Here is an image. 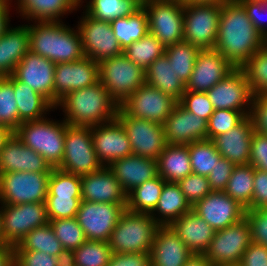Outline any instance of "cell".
<instances>
[{
    "mask_svg": "<svg viewBox=\"0 0 267 266\" xmlns=\"http://www.w3.org/2000/svg\"><path fill=\"white\" fill-rule=\"evenodd\" d=\"M178 103L184 109L207 121L214 112L206 92L185 91Z\"/></svg>",
    "mask_w": 267,
    "mask_h": 266,
    "instance_id": "cell-52",
    "label": "cell"
},
{
    "mask_svg": "<svg viewBox=\"0 0 267 266\" xmlns=\"http://www.w3.org/2000/svg\"><path fill=\"white\" fill-rule=\"evenodd\" d=\"M12 133L13 132L10 129L0 124V151L2 147L4 146V143L6 142V140L10 137Z\"/></svg>",
    "mask_w": 267,
    "mask_h": 266,
    "instance_id": "cell-65",
    "label": "cell"
},
{
    "mask_svg": "<svg viewBox=\"0 0 267 266\" xmlns=\"http://www.w3.org/2000/svg\"><path fill=\"white\" fill-rule=\"evenodd\" d=\"M55 63L30 50L17 64L13 76L44 96L54 106Z\"/></svg>",
    "mask_w": 267,
    "mask_h": 266,
    "instance_id": "cell-22",
    "label": "cell"
},
{
    "mask_svg": "<svg viewBox=\"0 0 267 266\" xmlns=\"http://www.w3.org/2000/svg\"><path fill=\"white\" fill-rule=\"evenodd\" d=\"M0 124L12 132L19 126L18 107L13 83L7 77L0 78Z\"/></svg>",
    "mask_w": 267,
    "mask_h": 266,
    "instance_id": "cell-48",
    "label": "cell"
},
{
    "mask_svg": "<svg viewBox=\"0 0 267 266\" xmlns=\"http://www.w3.org/2000/svg\"><path fill=\"white\" fill-rule=\"evenodd\" d=\"M200 49L189 42L181 41L166 46L165 55L173 66L176 76L186 84L192 74L195 60Z\"/></svg>",
    "mask_w": 267,
    "mask_h": 266,
    "instance_id": "cell-41",
    "label": "cell"
},
{
    "mask_svg": "<svg viewBox=\"0 0 267 266\" xmlns=\"http://www.w3.org/2000/svg\"><path fill=\"white\" fill-rule=\"evenodd\" d=\"M190 162L194 174L208 176L222 157L210 139L198 140L188 145Z\"/></svg>",
    "mask_w": 267,
    "mask_h": 266,
    "instance_id": "cell-44",
    "label": "cell"
},
{
    "mask_svg": "<svg viewBox=\"0 0 267 266\" xmlns=\"http://www.w3.org/2000/svg\"><path fill=\"white\" fill-rule=\"evenodd\" d=\"M192 210L177 183L165 182L155 210L150 214L159 226H170ZM156 212V213H155Z\"/></svg>",
    "mask_w": 267,
    "mask_h": 266,
    "instance_id": "cell-33",
    "label": "cell"
},
{
    "mask_svg": "<svg viewBox=\"0 0 267 266\" xmlns=\"http://www.w3.org/2000/svg\"><path fill=\"white\" fill-rule=\"evenodd\" d=\"M206 94L214 110L228 109L240 111L245 117L250 115L254 94L241 68H236Z\"/></svg>",
    "mask_w": 267,
    "mask_h": 266,
    "instance_id": "cell-17",
    "label": "cell"
},
{
    "mask_svg": "<svg viewBox=\"0 0 267 266\" xmlns=\"http://www.w3.org/2000/svg\"><path fill=\"white\" fill-rule=\"evenodd\" d=\"M84 7L85 13L92 18L111 22L133 15L142 5L136 0H89Z\"/></svg>",
    "mask_w": 267,
    "mask_h": 266,
    "instance_id": "cell-39",
    "label": "cell"
},
{
    "mask_svg": "<svg viewBox=\"0 0 267 266\" xmlns=\"http://www.w3.org/2000/svg\"><path fill=\"white\" fill-rule=\"evenodd\" d=\"M28 24L10 27L0 38V78L13 75L29 51Z\"/></svg>",
    "mask_w": 267,
    "mask_h": 266,
    "instance_id": "cell-30",
    "label": "cell"
},
{
    "mask_svg": "<svg viewBox=\"0 0 267 266\" xmlns=\"http://www.w3.org/2000/svg\"><path fill=\"white\" fill-rule=\"evenodd\" d=\"M47 196L81 197V176L53 168L48 181Z\"/></svg>",
    "mask_w": 267,
    "mask_h": 266,
    "instance_id": "cell-47",
    "label": "cell"
},
{
    "mask_svg": "<svg viewBox=\"0 0 267 266\" xmlns=\"http://www.w3.org/2000/svg\"><path fill=\"white\" fill-rule=\"evenodd\" d=\"M170 227L193 254H205L215 234V230L192 210Z\"/></svg>",
    "mask_w": 267,
    "mask_h": 266,
    "instance_id": "cell-29",
    "label": "cell"
},
{
    "mask_svg": "<svg viewBox=\"0 0 267 266\" xmlns=\"http://www.w3.org/2000/svg\"><path fill=\"white\" fill-rule=\"evenodd\" d=\"M99 75L101 84L118 106L146 83L145 70L123 53L102 60L99 63Z\"/></svg>",
    "mask_w": 267,
    "mask_h": 266,
    "instance_id": "cell-7",
    "label": "cell"
},
{
    "mask_svg": "<svg viewBox=\"0 0 267 266\" xmlns=\"http://www.w3.org/2000/svg\"><path fill=\"white\" fill-rule=\"evenodd\" d=\"M142 7L149 33L166 47L184 41V3L181 0H149Z\"/></svg>",
    "mask_w": 267,
    "mask_h": 266,
    "instance_id": "cell-9",
    "label": "cell"
},
{
    "mask_svg": "<svg viewBox=\"0 0 267 266\" xmlns=\"http://www.w3.org/2000/svg\"><path fill=\"white\" fill-rule=\"evenodd\" d=\"M116 119L123 125L134 155L157 160L167 145L164 125L126 116L120 109Z\"/></svg>",
    "mask_w": 267,
    "mask_h": 266,
    "instance_id": "cell-14",
    "label": "cell"
},
{
    "mask_svg": "<svg viewBox=\"0 0 267 266\" xmlns=\"http://www.w3.org/2000/svg\"><path fill=\"white\" fill-rule=\"evenodd\" d=\"M249 116L254 132L267 135V93L254 95Z\"/></svg>",
    "mask_w": 267,
    "mask_h": 266,
    "instance_id": "cell-57",
    "label": "cell"
},
{
    "mask_svg": "<svg viewBox=\"0 0 267 266\" xmlns=\"http://www.w3.org/2000/svg\"><path fill=\"white\" fill-rule=\"evenodd\" d=\"M221 266H240L239 264L221 265Z\"/></svg>",
    "mask_w": 267,
    "mask_h": 266,
    "instance_id": "cell-69",
    "label": "cell"
},
{
    "mask_svg": "<svg viewBox=\"0 0 267 266\" xmlns=\"http://www.w3.org/2000/svg\"><path fill=\"white\" fill-rule=\"evenodd\" d=\"M235 69L216 49L200 50L185 91L207 92Z\"/></svg>",
    "mask_w": 267,
    "mask_h": 266,
    "instance_id": "cell-20",
    "label": "cell"
},
{
    "mask_svg": "<svg viewBox=\"0 0 267 266\" xmlns=\"http://www.w3.org/2000/svg\"><path fill=\"white\" fill-rule=\"evenodd\" d=\"M136 1H138L141 5H144L149 0H136Z\"/></svg>",
    "mask_w": 267,
    "mask_h": 266,
    "instance_id": "cell-68",
    "label": "cell"
},
{
    "mask_svg": "<svg viewBox=\"0 0 267 266\" xmlns=\"http://www.w3.org/2000/svg\"><path fill=\"white\" fill-rule=\"evenodd\" d=\"M165 46L151 33L133 42L123 50V54L144 70L157 58L165 54Z\"/></svg>",
    "mask_w": 267,
    "mask_h": 266,
    "instance_id": "cell-43",
    "label": "cell"
},
{
    "mask_svg": "<svg viewBox=\"0 0 267 266\" xmlns=\"http://www.w3.org/2000/svg\"><path fill=\"white\" fill-rule=\"evenodd\" d=\"M77 27L85 57L100 63L104 59L121 55L123 50L114 36L110 22L99 21L82 12Z\"/></svg>",
    "mask_w": 267,
    "mask_h": 266,
    "instance_id": "cell-15",
    "label": "cell"
},
{
    "mask_svg": "<svg viewBox=\"0 0 267 266\" xmlns=\"http://www.w3.org/2000/svg\"><path fill=\"white\" fill-rule=\"evenodd\" d=\"M267 208V172L255 169L251 205L246 209Z\"/></svg>",
    "mask_w": 267,
    "mask_h": 266,
    "instance_id": "cell-59",
    "label": "cell"
},
{
    "mask_svg": "<svg viewBox=\"0 0 267 266\" xmlns=\"http://www.w3.org/2000/svg\"><path fill=\"white\" fill-rule=\"evenodd\" d=\"M255 168L250 164L235 165L224 192L247 209L252 202Z\"/></svg>",
    "mask_w": 267,
    "mask_h": 266,
    "instance_id": "cell-40",
    "label": "cell"
},
{
    "mask_svg": "<svg viewBox=\"0 0 267 266\" xmlns=\"http://www.w3.org/2000/svg\"><path fill=\"white\" fill-rule=\"evenodd\" d=\"M247 12L254 27L267 39V24L264 13H267V0H237Z\"/></svg>",
    "mask_w": 267,
    "mask_h": 266,
    "instance_id": "cell-55",
    "label": "cell"
},
{
    "mask_svg": "<svg viewBox=\"0 0 267 266\" xmlns=\"http://www.w3.org/2000/svg\"><path fill=\"white\" fill-rule=\"evenodd\" d=\"M254 95L267 93V43L241 67Z\"/></svg>",
    "mask_w": 267,
    "mask_h": 266,
    "instance_id": "cell-45",
    "label": "cell"
},
{
    "mask_svg": "<svg viewBox=\"0 0 267 266\" xmlns=\"http://www.w3.org/2000/svg\"><path fill=\"white\" fill-rule=\"evenodd\" d=\"M77 1L80 3V6L82 8V5H83L84 1L83 0H77Z\"/></svg>",
    "mask_w": 267,
    "mask_h": 266,
    "instance_id": "cell-70",
    "label": "cell"
},
{
    "mask_svg": "<svg viewBox=\"0 0 267 266\" xmlns=\"http://www.w3.org/2000/svg\"><path fill=\"white\" fill-rule=\"evenodd\" d=\"M254 125L250 116H246L230 131L212 139L218 153L234 165L249 164L251 139Z\"/></svg>",
    "mask_w": 267,
    "mask_h": 266,
    "instance_id": "cell-26",
    "label": "cell"
},
{
    "mask_svg": "<svg viewBox=\"0 0 267 266\" xmlns=\"http://www.w3.org/2000/svg\"><path fill=\"white\" fill-rule=\"evenodd\" d=\"M64 112L63 120L72 126H96L117 117L118 104L101 82L68 93L55 109Z\"/></svg>",
    "mask_w": 267,
    "mask_h": 266,
    "instance_id": "cell-3",
    "label": "cell"
},
{
    "mask_svg": "<svg viewBox=\"0 0 267 266\" xmlns=\"http://www.w3.org/2000/svg\"><path fill=\"white\" fill-rule=\"evenodd\" d=\"M158 227L150 214L126 209L115 225L108 245L112 253H150Z\"/></svg>",
    "mask_w": 267,
    "mask_h": 266,
    "instance_id": "cell-5",
    "label": "cell"
},
{
    "mask_svg": "<svg viewBox=\"0 0 267 266\" xmlns=\"http://www.w3.org/2000/svg\"><path fill=\"white\" fill-rule=\"evenodd\" d=\"M165 182L158 175L135 187L127 194L126 209L136 213L151 214L158 204Z\"/></svg>",
    "mask_w": 267,
    "mask_h": 266,
    "instance_id": "cell-38",
    "label": "cell"
},
{
    "mask_svg": "<svg viewBox=\"0 0 267 266\" xmlns=\"http://www.w3.org/2000/svg\"><path fill=\"white\" fill-rule=\"evenodd\" d=\"M112 251L105 241L86 240L68 255L73 266H107Z\"/></svg>",
    "mask_w": 267,
    "mask_h": 266,
    "instance_id": "cell-42",
    "label": "cell"
},
{
    "mask_svg": "<svg viewBox=\"0 0 267 266\" xmlns=\"http://www.w3.org/2000/svg\"><path fill=\"white\" fill-rule=\"evenodd\" d=\"M51 173H0L1 204L45 203Z\"/></svg>",
    "mask_w": 267,
    "mask_h": 266,
    "instance_id": "cell-11",
    "label": "cell"
},
{
    "mask_svg": "<svg viewBox=\"0 0 267 266\" xmlns=\"http://www.w3.org/2000/svg\"><path fill=\"white\" fill-rule=\"evenodd\" d=\"M177 103L178 101L172 96L145 83L129 95L119 109L126 116L164 125Z\"/></svg>",
    "mask_w": 267,
    "mask_h": 266,
    "instance_id": "cell-13",
    "label": "cell"
},
{
    "mask_svg": "<svg viewBox=\"0 0 267 266\" xmlns=\"http://www.w3.org/2000/svg\"><path fill=\"white\" fill-rule=\"evenodd\" d=\"M15 11L29 22L62 21L65 14L80 8L77 0H16Z\"/></svg>",
    "mask_w": 267,
    "mask_h": 266,
    "instance_id": "cell-31",
    "label": "cell"
},
{
    "mask_svg": "<svg viewBox=\"0 0 267 266\" xmlns=\"http://www.w3.org/2000/svg\"><path fill=\"white\" fill-rule=\"evenodd\" d=\"M110 24L122 50L149 33L147 13L143 7L133 15L112 20Z\"/></svg>",
    "mask_w": 267,
    "mask_h": 266,
    "instance_id": "cell-37",
    "label": "cell"
},
{
    "mask_svg": "<svg viewBox=\"0 0 267 266\" xmlns=\"http://www.w3.org/2000/svg\"><path fill=\"white\" fill-rule=\"evenodd\" d=\"M249 164L267 172V135L253 133Z\"/></svg>",
    "mask_w": 267,
    "mask_h": 266,
    "instance_id": "cell-58",
    "label": "cell"
},
{
    "mask_svg": "<svg viewBox=\"0 0 267 266\" xmlns=\"http://www.w3.org/2000/svg\"><path fill=\"white\" fill-rule=\"evenodd\" d=\"M81 197L84 201L127 206V193L107 166L81 176Z\"/></svg>",
    "mask_w": 267,
    "mask_h": 266,
    "instance_id": "cell-25",
    "label": "cell"
},
{
    "mask_svg": "<svg viewBox=\"0 0 267 266\" xmlns=\"http://www.w3.org/2000/svg\"><path fill=\"white\" fill-rule=\"evenodd\" d=\"M81 201L82 198L47 196L45 205L49 221L76 217Z\"/></svg>",
    "mask_w": 267,
    "mask_h": 266,
    "instance_id": "cell-50",
    "label": "cell"
},
{
    "mask_svg": "<svg viewBox=\"0 0 267 266\" xmlns=\"http://www.w3.org/2000/svg\"><path fill=\"white\" fill-rule=\"evenodd\" d=\"M245 116L240 111L217 109L207 121V139L230 131L237 126Z\"/></svg>",
    "mask_w": 267,
    "mask_h": 266,
    "instance_id": "cell-49",
    "label": "cell"
},
{
    "mask_svg": "<svg viewBox=\"0 0 267 266\" xmlns=\"http://www.w3.org/2000/svg\"><path fill=\"white\" fill-rule=\"evenodd\" d=\"M184 266H213L204 254H192Z\"/></svg>",
    "mask_w": 267,
    "mask_h": 266,
    "instance_id": "cell-64",
    "label": "cell"
},
{
    "mask_svg": "<svg viewBox=\"0 0 267 266\" xmlns=\"http://www.w3.org/2000/svg\"><path fill=\"white\" fill-rule=\"evenodd\" d=\"M125 210V204L82 200L76 219L87 240L108 242L115 225Z\"/></svg>",
    "mask_w": 267,
    "mask_h": 266,
    "instance_id": "cell-16",
    "label": "cell"
},
{
    "mask_svg": "<svg viewBox=\"0 0 267 266\" xmlns=\"http://www.w3.org/2000/svg\"><path fill=\"white\" fill-rule=\"evenodd\" d=\"M158 175L166 182L177 183L193 173L188 145L167 144L157 159Z\"/></svg>",
    "mask_w": 267,
    "mask_h": 266,
    "instance_id": "cell-34",
    "label": "cell"
},
{
    "mask_svg": "<svg viewBox=\"0 0 267 266\" xmlns=\"http://www.w3.org/2000/svg\"><path fill=\"white\" fill-rule=\"evenodd\" d=\"M62 261L41 251L13 250V266H59Z\"/></svg>",
    "mask_w": 267,
    "mask_h": 266,
    "instance_id": "cell-53",
    "label": "cell"
},
{
    "mask_svg": "<svg viewBox=\"0 0 267 266\" xmlns=\"http://www.w3.org/2000/svg\"><path fill=\"white\" fill-rule=\"evenodd\" d=\"M0 266H13V248L0 244Z\"/></svg>",
    "mask_w": 267,
    "mask_h": 266,
    "instance_id": "cell-63",
    "label": "cell"
},
{
    "mask_svg": "<svg viewBox=\"0 0 267 266\" xmlns=\"http://www.w3.org/2000/svg\"><path fill=\"white\" fill-rule=\"evenodd\" d=\"M99 63L89 57L56 63L54 73V107L68 93L93 86L100 81Z\"/></svg>",
    "mask_w": 267,
    "mask_h": 266,
    "instance_id": "cell-18",
    "label": "cell"
},
{
    "mask_svg": "<svg viewBox=\"0 0 267 266\" xmlns=\"http://www.w3.org/2000/svg\"><path fill=\"white\" fill-rule=\"evenodd\" d=\"M13 250L41 251L58 257L62 262L68 260V254L55 236L49 223L30 231Z\"/></svg>",
    "mask_w": 267,
    "mask_h": 266,
    "instance_id": "cell-36",
    "label": "cell"
},
{
    "mask_svg": "<svg viewBox=\"0 0 267 266\" xmlns=\"http://www.w3.org/2000/svg\"><path fill=\"white\" fill-rule=\"evenodd\" d=\"M12 0H0V38L11 27L10 9Z\"/></svg>",
    "mask_w": 267,
    "mask_h": 266,
    "instance_id": "cell-62",
    "label": "cell"
},
{
    "mask_svg": "<svg viewBox=\"0 0 267 266\" xmlns=\"http://www.w3.org/2000/svg\"><path fill=\"white\" fill-rule=\"evenodd\" d=\"M252 242L267 247V208L245 210Z\"/></svg>",
    "mask_w": 267,
    "mask_h": 266,
    "instance_id": "cell-54",
    "label": "cell"
},
{
    "mask_svg": "<svg viewBox=\"0 0 267 266\" xmlns=\"http://www.w3.org/2000/svg\"><path fill=\"white\" fill-rule=\"evenodd\" d=\"M59 266H73L69 260L62 262Z\"/></svg>",
    "mask_w": 267,
    "mask_h": 266,
    "instance_id": "cell-67",
    "label": "cell"
},
{
    "mask_svg": "<svg viewBox=\"0 0 267 266\" xmlns=\"http://www.w3.org/2000/svg\"><path fill=\"white\" fill-rule=\"evenodd\" d=\"M50 119L25 121L14 133L24 145L41 154L52 168H58L64 156L66 122Z\"/></svg>",
    "mask_w": 267,
    "mask_h": 266,
    "instance_id": "cell-4",
    "label": "cell"
},
{
    "mask_svg": "<svg viewBox=\"0 0 267 266\" xmlns=\"http://www.w3.org/2000/svg\"><path fill=\"white\" fill-rule=\"evenodd\" d=\"M102 167L94 150L91 126H72L66 123L64 156L58 169L83 176Z\"/></svg>",
    "mask_w": 267,
    "mask_h": 266,
    "instance_id": "cell-8",
    "label": "cell"
},
{
    "mask_svg": "<svg viewBox=\"0 0 267 266\" xmlns=\"http://www.w3.org/2000/svg\"><path fill=\"white\" fill-rule=\"evenodd\" d=\"M193 253L170 226H159L150 251L151 266H184Z\"/></svg>",
    "mask_w": 267,
    "mask_h": 266,
    "instance_id": "cell-27",
    "label": "cell"
},
{
    "mask_svg": "<svg viewBox=\"0 0 267 266\" xmlns=\"http://www.w3.org/2000/svg\"><path fill=\"white\" fill-rule=\"evenodd\" d=\"M107 266H151L150 253H112Z\"/></svg>",
    "mask_w": 267,
    "mask_h": 266,
    "instance_id": "cell-60",
    "label": "cell"
},
{
    "mask_svg": "<svg viewBox=\"0 0 267 266\" xmlns=\"http://www.w3.org/2000/svg\"><path fill=\"white\" fill-rule=\"evenodd\" d=\"M49 224L68 255L87 240L76 217L50 220Z\"/></svg>",
    "mask_w": 267,
    "mask_h": 266,
    "instance_id": "cell-46",
    "label": "cell"
},
{
    "mask_svg": "<svg viewBox=\"0 0 267 266\" xmlns=\"http://www.w3.org/2000/svg\"><path fill=\"white\" fill-rule=\"evenodd\" d=\"M235 165L226 158L221 157L214 170L207 176L212 191H224L231 177Z\"/></svg>",
    "mask_w": 267,
    "mask_h": 266,
    "instance_id": "cell-56",
    "label": "cell"
},
{
    "mask_svg": "<svg viewBox=\"0 0 267 266\" xmlns=\"http://www.w3.org/2000/svg\"><path fill=\"white\" fill-rule=\"evenodd\" d=\"M245 210L224 191H211L192 206V211L215 231L240 222L245 218Z\"/></svg>",
    "mask_w": 267,
    "mask_h": 266,
    "instance_id": "cell-19",
    "label": "cell"
},
{
    "mask_svg": "<svg viewBox=\"0 0 267 266\" xmlns=\"http://www.w3.org/2000/svg\"><path fill=\"white\" fill-rule=\"evenodd\" d=\"M251 243L250 226L246 218H243L225 229L216 230L204 255L213 266L239 264Z\"/></svg>",
    "mask_w": 267,
    "mask_h": 266,
    "instance_id": "cell-12",
    "label": "cell"
},
{
    "mask_svg": "<svg viewBox=\"0 0 267 266\" xmlns=\"http://www.w3.org/2000/svg\"><path fill=\"white\" fill-rule=\"evenodd\" d=\"M267 39L254 27L237 0L222 3L215 48L236 68H241Z\"/></svg>",
    "mask_w": 267,
    "mask_h": 266,
    "instance_id": "cell-1",
    "label": "cell"
},
{
    "mask_svg": "<svg viewBox=\"0 0 267 266\" xmlns=\"http://www.w3.org/2000/svg\"><path fill=\"white\" fill-rule=\"evenodd\" d=\"M177 184L191 206L202 200L212 191L208 178L194 173L179 180Z\"/></svg>",
    "mask_w": 267,
    "mask_h": 266,
    "instance_id": "cell-51",
    "label": "cell"
},
{
    "mask_svg": "<svg viewBox=\"0 0 267 266\" xmlns=\"http://www.w3.org/2000/svg\"><path fill=\"white\" fill-rule=\"evenodd\" d=\"M0 205L1 245L14 248L30 231L49 223L45 203Z\"/></svg>",
    "mask_w": 267,
    "mask_h": 266,
    "instance_id": "cell-6",
    "label": "cell"
},
{
    "mask_svg": "<svg viewBox=\"0 0 267 266\" xmlns=\"http://www.w3.org/2000/svg\"><path fill=\"white\" fill-rule=\"evenodd\" d=\"M240 266H267V247L251 243L243 253Z\"/></svg>",
    "mask_w": 267,
    "mask_h": 266,
    "instance_id": "cell-61",
    "label": "cell"
},
{
    "mask_svg": "<svg viewBox=\"0 0 267 266\" xmlns=\"http://www.w3.org/2000/svg\"><path fill=\"white\" fill-rule=\"evenodd\" d=\"M91 135L97 158L103 166L133 154L126 131L117 119L91 126Z\"/></svg>",
    "mask_w": 267,
    "mask_h": 266,
    "instance_id": "cell-21",
    "label": "cell"
},
{
    "mask_svg": "<svg viewBox=\"0 0 267 266\" xmlns=\"http://www.w3.org/2000/svg\"><path fill=\"white\" fill-rule=\"evenodd\" d=\"M146 84L158 88L163 93L179 101L185 92V84L176 76L173 66L164 54L145 70Z\"/></svg>",
    "mask_w": 267,
    "mask_h": 266,
    "instance_id": "cell-35",
    "label": "cell"
},
{
    "mask_svg": "<svg viewBox=\"0 0 267 266\" xmlns=\"http://www.w3.org/2000/svg\"><path fill=\"white\" fill-rule=\"evenodd\" d=\"M13 83V90L18 107L19 125L25 121L44 119L55 107L41 94L34 91L13 75L7 77ZM53 109V110H52Z\"/></svg>",
    "mask_w": 267,
    "mask_h": 266,
    "instance_id": "cell-32",
    "label": "cell"
},
{
    "mask_svg": "<svg viewBox=\"0 0 267 266\" xmlns=\"http://www.w3.org/2000/svg\"><path fill=\"white\" fill-rule=\"evenodd\" d=\"M63 21L28 22L29 50L53 63H66L84 57L82 40L78 29ZM35 24V25H34Z\"/></svg>",
    "mask_w": 267,
    "mask_h": 266,
    "instance_id": "cell-2",
    "label": "cell"
},
{
    "mask_svg": "<svg viewBox=\"0 0 267 266\" xmlns=\"http://www.w3.org/2000/svg\"><path fill=\"white\" fill-rule=\"evenodd\" d=\"M229 0H184L183 3H219L222 4Z\"/></svg>",
    "mask_w": 267,
    "mask_h": 266,
    "instance_id": "cell-66",
    "label": "cell"
},
{
    "mask_svg": "<svg viewBox=\"0 0 267 266\" xmlns=\"http://www.w3.org/2000/svg\"><path fill=\"white\" fill-rule=\"evenodd\" d=\"M128 194L135 187L158 176L157 160L129 155L107 166Z\"/></svg>",
    "mask_w": 267,
    "mask_h": 266,
    "instance_id": "cell-28",
    "label": "cell"
},
{
    "mask_svg": "<svg viewBox=\"0 0 267 266\" xmlns=\"http://www.w3.org/2000/svg\"><path fill=\"white\" fill-rule=\"evenodd\" d=\"M52 169L41 154L24 145L14 132L0 151V173H51Z\"/></svg>",
    "mask_w": 267,
    "mask_h": 266,
    "instance_id": "cell-23",
    "label": "cell"
},
{
    "mask_svg": "<svg viewBox=\"0 0 267 266\" xmlns=\"http://www.w3.org/2000/svg\"><path fill=\"white\" fill-rule=\"evenodd\" d=\"M207 124V120L196 116L177 103L164 124L166 142L181 146L207 139Z\"/></svg>",
    "mask_w": 267,
    "mask_h": 266,
    "instance_id": "cell-24",
    "label": "cell"
},
{
    "mask_svg": "<svg viewBox=\"0 0 267 266\" xmlns=\"http://www.w3.org/2000/svg\"><path fill=\"white\" fill-rule=\"evenodd\" d=\"M222 4L184 3V41L200 50L214 49Z\"/></svg>",
    "mask_w": 267,
    "mask_h": 266,
    "instance_id": "cell-10",
    "label": "cell"
}]
</instances>
